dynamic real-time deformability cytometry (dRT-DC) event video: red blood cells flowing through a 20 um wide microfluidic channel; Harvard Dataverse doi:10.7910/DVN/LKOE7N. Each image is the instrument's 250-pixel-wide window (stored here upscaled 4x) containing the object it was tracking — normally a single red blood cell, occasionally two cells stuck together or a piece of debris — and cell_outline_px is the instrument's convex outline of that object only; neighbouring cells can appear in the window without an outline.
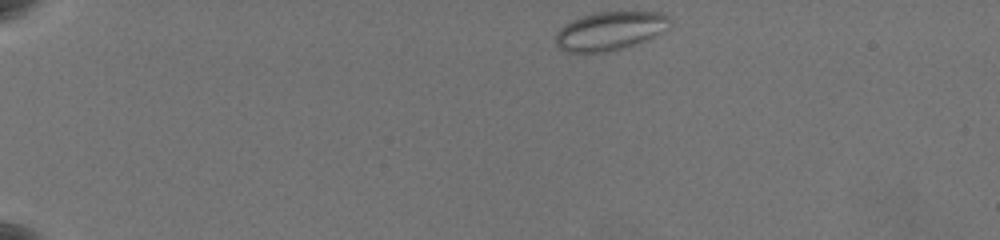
{"species": "common noctule bat (a hibernating species)", "species_latin": "Nyctalus noctula", "temperature_condition": "warm", "stored_images_in_passage": 49, "camera_frame_rate_fps": 3000, "um_per_image_px": 0.085, "animal": {"sex": "female", "body_mass_g": 19.5, "forearm_length_mm": 54.1}, "frame": {"image": 1, "passage_image": 1, "time_ms": 0.0, "image_size_px": [1000, 240], "cell_outline_px": [[672, 20], [668, 28], [644, 40], [608, 52], [564, 52], [556, 44], [556, 32], [564, 24], [580, 16], [596, 12], [664, 12]], "centroid_in_image_um": [51.82, 2.61], "position_along_channel_um": 33.2, "area_um2": 25.49}}
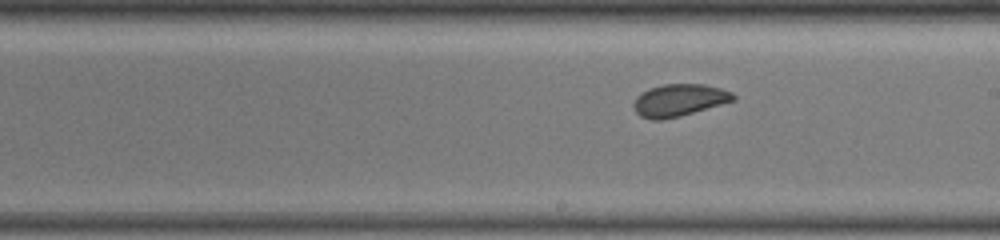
{"frame": {"image": 2, "passage_image": 26, "time_ms": 8.333, "image_size_px": [1000, 240], "cell_outline_px": [[736, 100], [680, 116], [660, 120], [652, 120], [640, 116], [636, 112], [632, 104], [636, 96], [648, 88], [664, 84], [704, 84], [720, 88], [732, 92], [736, 96]], "centroid_in_image_um": [57.71, 8.51], "position_along_channel_um": 231.3, "area_um2": 18.79}}
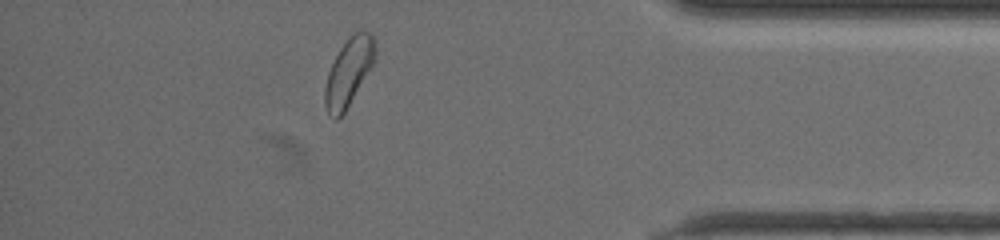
{"frame": {"image": 3, "passage_image": 43, "time_ms": 14.0, "image_size_px": [1000, 240], "cell_outline_px": [[376, 60], [344, 112], [336, 120], [328, 112], [324, 104], [324, 88], [328, 72], [340, 48], [352, 32], [372, 32], [376, 40]], "centroid_in_image_um": [29.66, 6.08], "position_along_channel_um": 405.5, "area_um2": 19.77}, "authors_computed_cell_mechanics": {"area_um2": 19.4786, "velocity_mm_per_s": 3.5348, "shape_relaxation_time_tau1_ms": 4.1294, "shape_relaxation_time_tau2_ms": 2.8349, "deformation_change_tau1": 0.0776, "deformation_change_tau2": 0.0784}}